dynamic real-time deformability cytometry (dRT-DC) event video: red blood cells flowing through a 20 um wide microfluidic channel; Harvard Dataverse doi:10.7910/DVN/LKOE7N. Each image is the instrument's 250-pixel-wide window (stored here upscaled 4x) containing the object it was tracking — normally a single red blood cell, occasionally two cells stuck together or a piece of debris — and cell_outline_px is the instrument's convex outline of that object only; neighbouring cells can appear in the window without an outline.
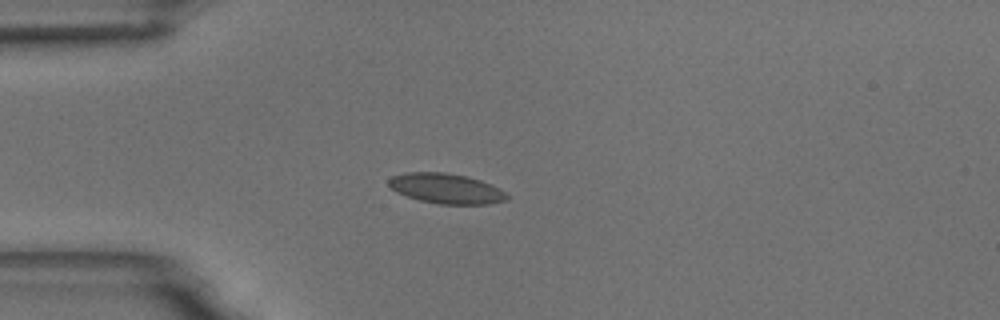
{"species": "common noctule bat (a hibernating species)", "species_latin": "Nyctalus noctula", "temperature_condition": "room temperature", "stored_images_in_passage": 6, "camera_frame_rate_fps": 3000, "um_per_image_px": 0.085, "animal": {"sex": "male", "body_mass_g": 18.8}, "frame": {"image": 1, "passage_image": 4, "time_ms": 3.667, "image_size_px": [1000, 320], "cell_outline_px": [[512, 196], [508, 200], [488, 204], [440, 204], [420, 200], [396, 192], [388, 184], [388, 180], [392, 176], [408, 172], [444, 172], [468, 176], [492, 184], [500, 188]], "centroid_in_image_um": [37.99, 16.02], "position_along_channel_um": 47.0, "area_um2": 20.92}}